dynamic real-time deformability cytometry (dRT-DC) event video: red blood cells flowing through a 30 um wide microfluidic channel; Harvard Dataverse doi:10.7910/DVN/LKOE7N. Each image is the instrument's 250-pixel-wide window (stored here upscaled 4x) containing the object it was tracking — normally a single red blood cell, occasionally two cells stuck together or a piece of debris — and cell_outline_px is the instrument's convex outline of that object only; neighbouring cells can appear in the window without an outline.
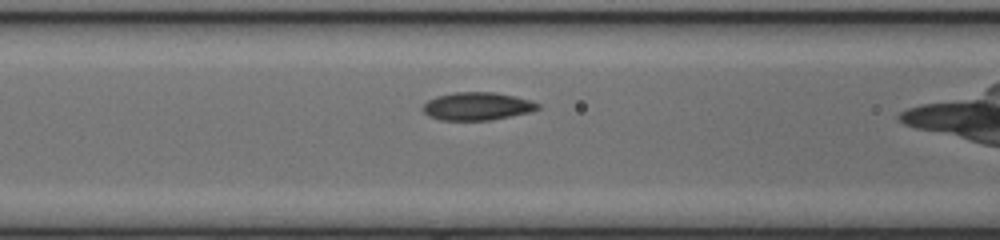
{"species": "common noctule bat (a hibernating species)", "species_latin": "Nyctalus noctula", "temperature_condition": "cold", "stored_images_in_passage": 7, "camera_frame_rate_fps": 3000, "um_per_image_px": 0.085, "animal": {"sex": "female", "body_mass_g": 17.0, "forearm_length_mm": 48.0}, "frame": {"image": 1, "passage_image": 5, "time_ms": 1.333, "image_size_px": [1000, 240], "cell_outline_px": [[540, 108], [528, 112], [492, 120], [440, 120], [428, 116], [424, 112], [424, 104], [428, 100], [436, 96], [456, 92], [492, 92], [516, 96], [532, 100], [540, 104]], "centroid_in_image_um": [40.57, 9.03], "position_along_channel_um": 126.0, "area_um2": 18.67}}